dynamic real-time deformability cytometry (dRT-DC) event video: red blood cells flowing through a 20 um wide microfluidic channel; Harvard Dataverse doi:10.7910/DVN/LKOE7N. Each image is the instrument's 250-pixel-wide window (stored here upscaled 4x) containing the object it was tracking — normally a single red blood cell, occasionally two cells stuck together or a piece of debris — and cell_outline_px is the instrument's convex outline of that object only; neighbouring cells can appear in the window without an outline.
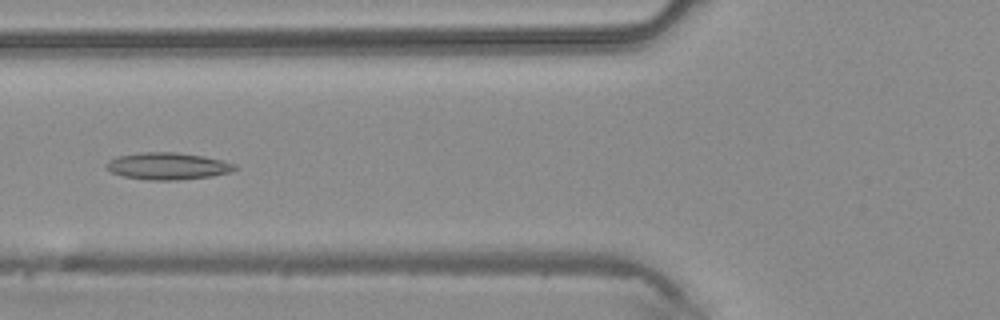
{"species": "common noctule bat (a hibernating species)", "species_latin": "Nyctalus noctula", "temperature_condition": "warm", "stored_images_in_passage": 39, "camera_frame_rate_fps": 3000, "um_per_image_px": 0.085, "animal": {"sex": "male", "body_mass_g": 20.4}, "frame": {"image": 1, "passage_image": 13, "time_ms": 4.0, "image_size_px": [1000, 320], "cell_outline_px": [[236, 168], [232, 172], [212, 176], [176, 180], [148, 180], [124, 176], [112, 172], [104, 164], [108, 160], [120, 156], [140, 152], [176, 152], [204, 156], [236, 164]], "centroid_in_image_um": [14.27, 14.11], "position_along_channel_um": 111.5, "area_um2": 20.11}}
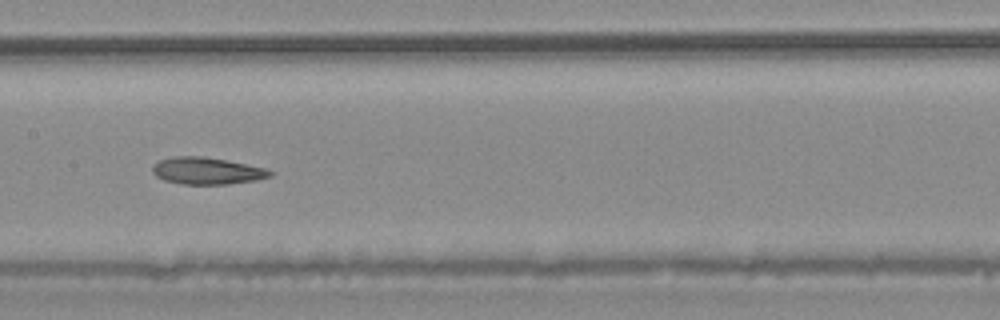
{"frame": {"image": 2, "passage_image": 18, "time_ms": 5.667, "image_size_px": [1000, 320], "cell_outline_px": [[272, 176], [256, 180], [228, 184], [180, 184], [164, 180], [156, 176], [152, 172], [152, 164], [160, 160], [172, 156], [204, 156], [228, 160], [268, 168], [272, 172]], "centroid_in_image_um": [17.59, 14.51], "position_along_channel_um": 189.8, "area_um2": 18.73}}
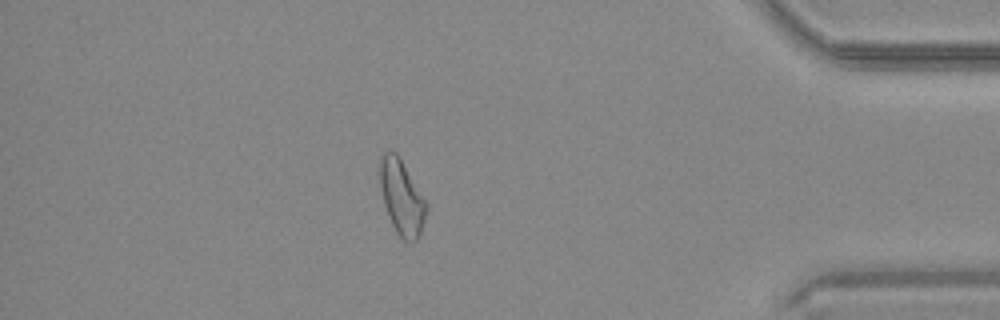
{"frame": {"image": 3, "passage_image": 34, "time_ms": 11.0, "image_size_px": [1000, 320], "cell_outline_px": [[428, 208], [420, 236], [416, 240], [404, 240], [396, 232], [388, 216], [384, 204], [376, 172], [380, 156], [384, 152], [396, 152], [428, 204]], "centroid_in_image_um": [34.11, 16.74], "position_along_channel_um": 401.1, "area_um2": 20.52}}